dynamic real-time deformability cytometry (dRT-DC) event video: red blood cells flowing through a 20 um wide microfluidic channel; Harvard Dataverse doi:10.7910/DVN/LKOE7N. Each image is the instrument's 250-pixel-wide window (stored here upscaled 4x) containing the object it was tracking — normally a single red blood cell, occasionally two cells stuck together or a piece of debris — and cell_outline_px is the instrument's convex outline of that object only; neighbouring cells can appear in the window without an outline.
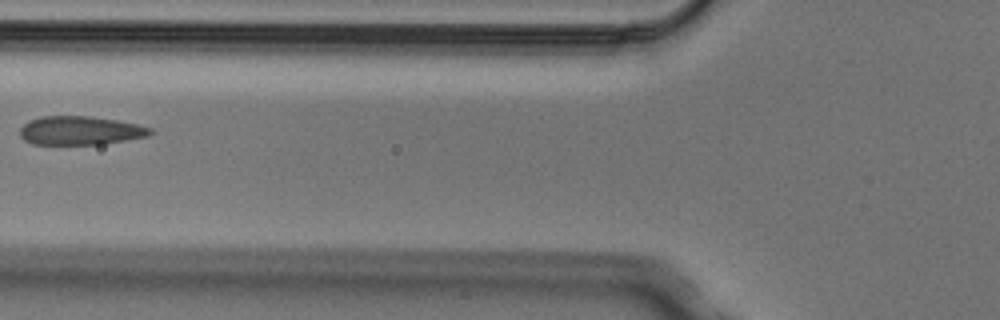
{"species": "Egyptian fruit bat (a non-hibernating species)", "species_latin": "Rousettus aegyptiacus", "temperature_condition": "cold", "stored_images_in_passage": 3, "camera_frame_rate_fps": 3000, "um_per_image_px": 0.085, "animal": {"sex": "male"}, "frame": {"image": 1, "passage_image": 2, "time_ms": 0.333, "image_size_px": [1000, 320], "cell_outline_px": [[156, 132], [148, 136], [100, 144], [32, 144], [24, 140], [20, 136], [20, 128], [28, 120], [40, 116], [92, 116], [140, 124], [152, 128]], "centroid_in_image_um": [6.83, 11.08], "position_along_channel_um": 119.0, "area_um2": 21.96}}
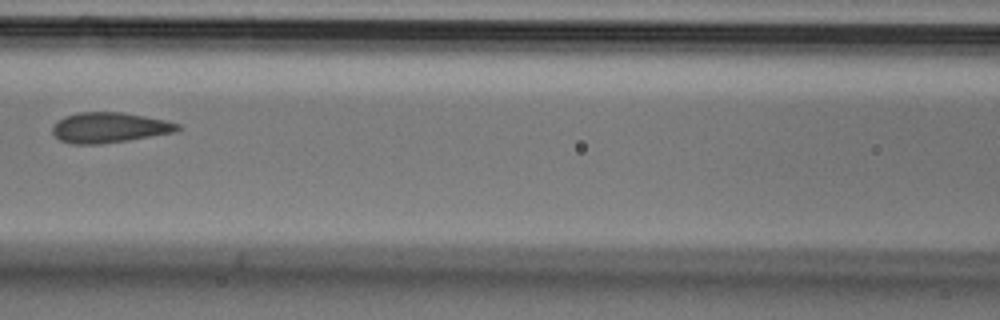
{"frame": {"image": 2, "passage_image": 3, "time_ms": 0.667, "image_size_px": [1000, 320], "cell_outline_px": [[180, 128], [176, 132], [128, 140], [100, 144], [72, 144], [60, 140], [52, 132], [52, 124], [56, 120], [64, 116], [76, 112], [124, 112], [164, 120], [180, 124]], "centroid_in_image_um": [9.25, 10.84], "position_along_channel_um": 157.3, "area_um2": 22.25}}